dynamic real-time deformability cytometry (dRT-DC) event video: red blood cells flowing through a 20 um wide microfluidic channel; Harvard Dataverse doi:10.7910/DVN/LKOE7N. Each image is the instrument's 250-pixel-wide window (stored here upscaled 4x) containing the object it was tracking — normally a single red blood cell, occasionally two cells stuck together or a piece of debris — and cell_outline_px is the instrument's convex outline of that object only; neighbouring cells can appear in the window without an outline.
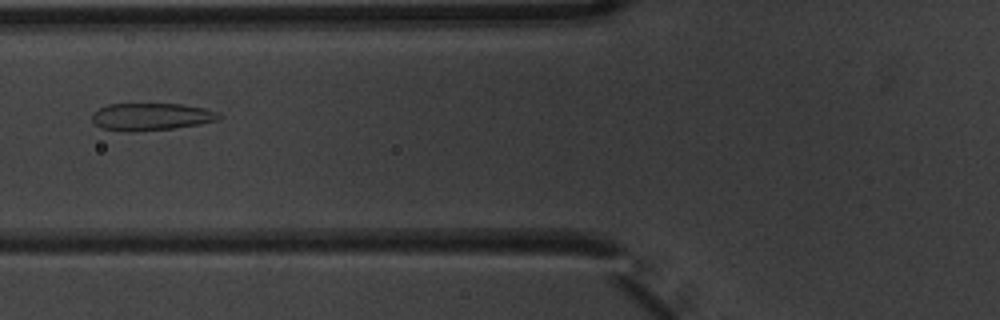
{"species": "common noctule bat (a hibernating species)", "species_latin": "Nyctalus noctula", "temperature_condition": "warm", "stored_images_in_passage": 9, "camera_frame_rate_fps": 3000, "um_per_image_px": 0.085, "animal": {"sex": "male", "body_mass_g": 20.1, "forearm_length_mm": 53.5}, "frame": {"image": 1, "passage_image": 6, "time_ms": 1.667, "image_size_px": [1000, 320], "cell_outline_px": [[220, 120], [200, 124], [172, 128], [132, 132], [100, 128], [92, 120], [92, 112], [108, 104], [184, 104], [204, 108], [220, 112]], "centroid_in_image_um": [12.87, 9.92], "position_along_channel_um": 112.9, "area_um2": 20.29}}
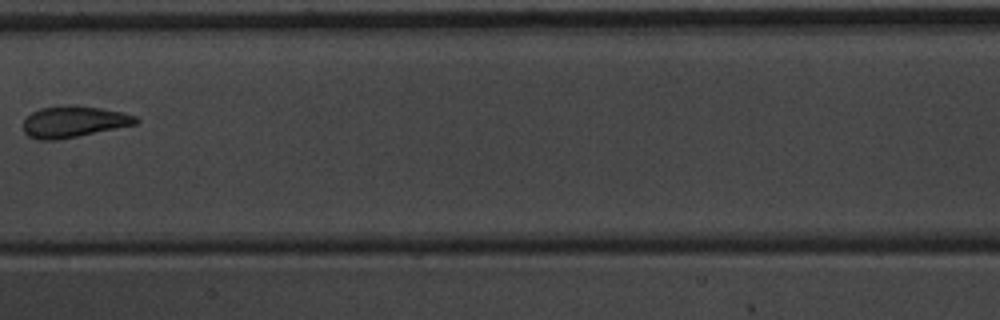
{"frame": {"image": 2, "passage_image": 8, "time_ms": 2.333, "image_size_px": [1000, 320], "cell_outline_px": [[140, 120], [136, 124], [60, 140], [36, 140], [28, 136], [24, 132], [24, 120], [32, 112], [40, 108], [64, 104], [76, 104], [100, 108], [120, 112], [136, 116]], "centroid_in_image_um": [6.24, 10.34], "position_along_channel_um": 201.2, "area_um2": 20.81}}
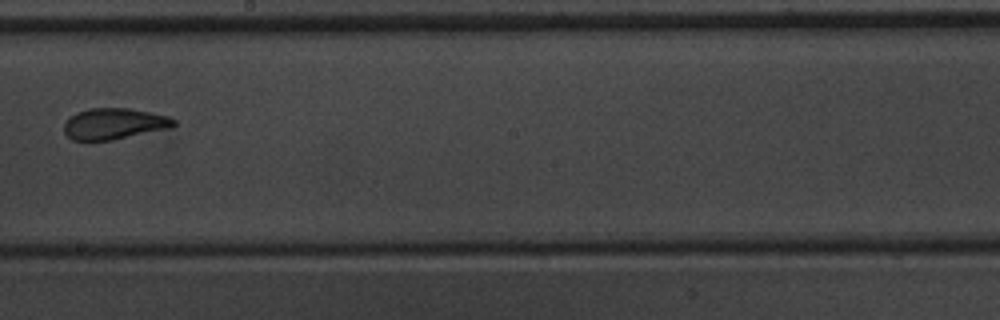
{"frame": {"image": 3, "passage_image": 9, "time_ms": 2.667, "image_size_px": [1000, 320], "cell_outline_px": [[176, 124], [168, 128], [112, 140], [72, 140], [64, 132], [64, 124], [76, 112], [88, 108], [128, 108], [168, 116], [176, 120]], "centroid_in_image_um": [9.68, 10.51], "position_along_channel_um": 238.5, "area_um2": 19.65}}